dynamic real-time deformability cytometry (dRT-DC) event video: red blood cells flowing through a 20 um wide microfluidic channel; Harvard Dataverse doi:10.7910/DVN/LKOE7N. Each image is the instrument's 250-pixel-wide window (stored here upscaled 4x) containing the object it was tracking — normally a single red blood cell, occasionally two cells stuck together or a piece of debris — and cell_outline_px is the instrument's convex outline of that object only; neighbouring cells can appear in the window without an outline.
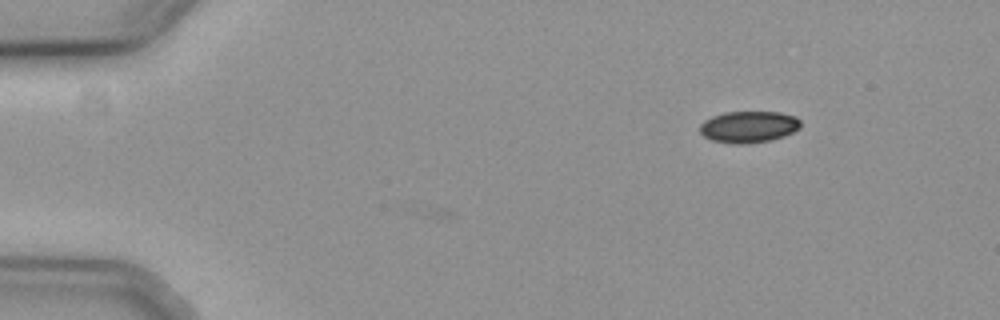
{"species": "common noctule bat (a hibernating species)", "species_latin": "Nyctalus noctula", "temperature_condition": "cold", "stored_images_in_passage": 5, "camera_frame_rate_fps": 3000, "um_per_image_px": 0.085, "animal": {"sex": "female", "body_mass_g": 19.3, "forearm_length_mm": 54.1}, "frame": {"image": 1, "passage_image": 5, "time_ms": 1.333, "image_size_px": [1000, 320], "cell_outline_px": [[800, 128], [784, 136], [772, 140], [748, 144], [736, 144], [712, 140], [704, 136], [700, 132], [700, 124], [704, 120], [712, 116], [724, 112], [780, 112], [796, 116], [800, 120]], "centroid_in_image_um": [63.64, 10.78], "position_along_channel_um": 21.4, "area_um2": 18.67}}